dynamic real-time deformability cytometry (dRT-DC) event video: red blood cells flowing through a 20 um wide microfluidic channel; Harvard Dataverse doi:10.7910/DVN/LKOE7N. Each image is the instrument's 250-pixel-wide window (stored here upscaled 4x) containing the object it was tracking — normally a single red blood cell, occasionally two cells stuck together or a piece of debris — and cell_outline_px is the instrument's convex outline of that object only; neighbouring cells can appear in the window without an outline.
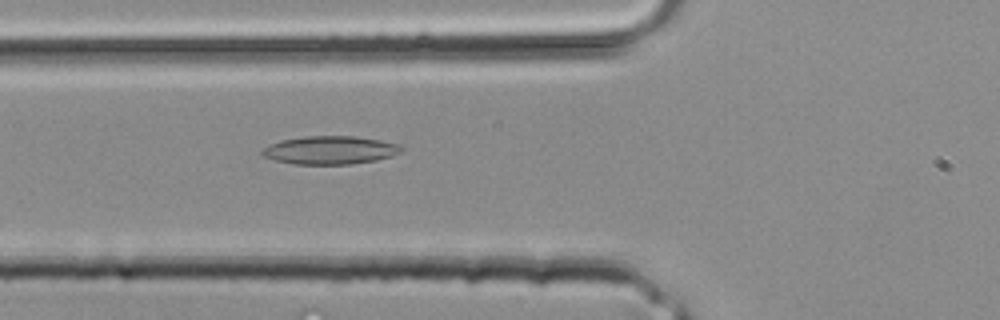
{"species": "common noctule bat (a hibernating species)", "species_latin": "Nyctalus noctula", "temperature_condition": "room temperature", "stored_images_in_passage": 25, "camera_frame_rate_fps": 3000, "um_per_image_px": 0.085, "animal": {"sex": "male", "body_mass_g": 20.4}, "frame": {"image": 1, "passage_image": 3, "time_ms": 0.667, "image_size_px": [1000, 320], "cell_outline_px": [[404, 148], [400, 152], [392, 156], [376, 160], [348, 164], [292, 164], [276, 160], [264, 156], [260, 152], [268, 144], [280, 140], [304, 136], [352, 136], [380, 140], [396, 144]], "centroid_in_image_um": [28.02, 12.76], "position_along_channel_um": 97.8, "area_um2": 22.77}}
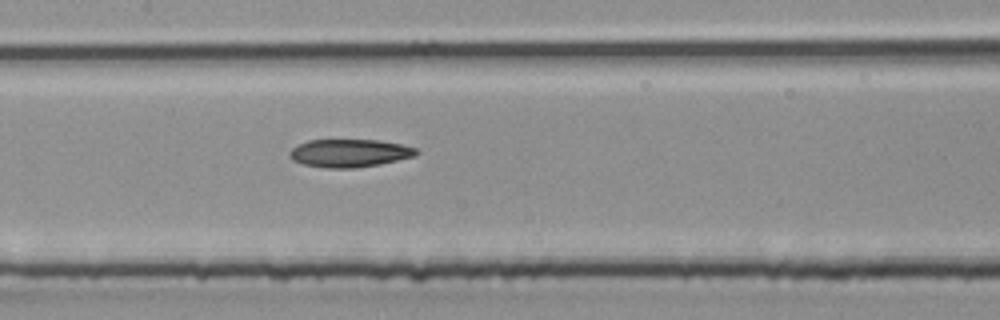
{"frame": {"image": 2, "passage_image": 7, "time_ms": 2.0, "image_size_px": [1000, 320], "cell_outline_px": [[416, 156], [380, 164], [356, 168], [328, 168], [304, 164], [292, 160], [288, 156], [288, 152], [296, 144], [308, 140], [376, 140], [400, 144], [416, 148]], "centroid_in_image_um": [29.65, 13.01], "position_along_channel_um": 177.7, "area_um2": 20.63}}
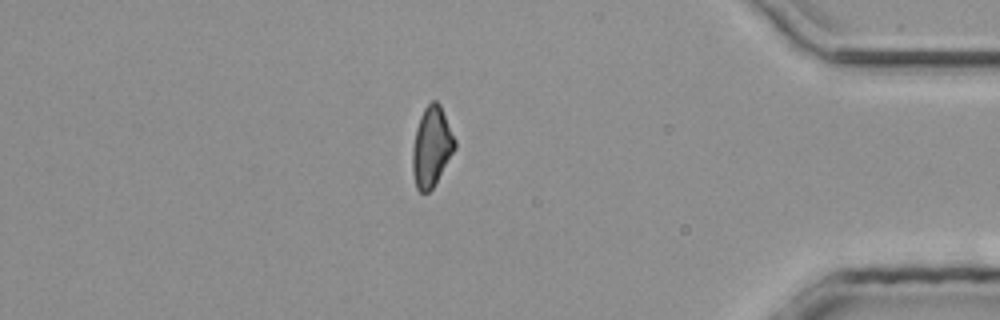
{"frame": {"image": 3, "passage_image": 20, "time_ms": 6.333, "image_size_px": [1000, 320], "cell_outline_px": [[456, 148], [432, 188], [428, 192], [420, 192], [416, 188], [412, 172], [412, 148], [416, 128], [420, 116], [424, 108], [432, 100], [436, 100], [440, 104], [456, 140]], "centroid_in_image_um": [36.67, 12.46], "position_along_channel_um": 398.5, "area_um2": 19.71}}